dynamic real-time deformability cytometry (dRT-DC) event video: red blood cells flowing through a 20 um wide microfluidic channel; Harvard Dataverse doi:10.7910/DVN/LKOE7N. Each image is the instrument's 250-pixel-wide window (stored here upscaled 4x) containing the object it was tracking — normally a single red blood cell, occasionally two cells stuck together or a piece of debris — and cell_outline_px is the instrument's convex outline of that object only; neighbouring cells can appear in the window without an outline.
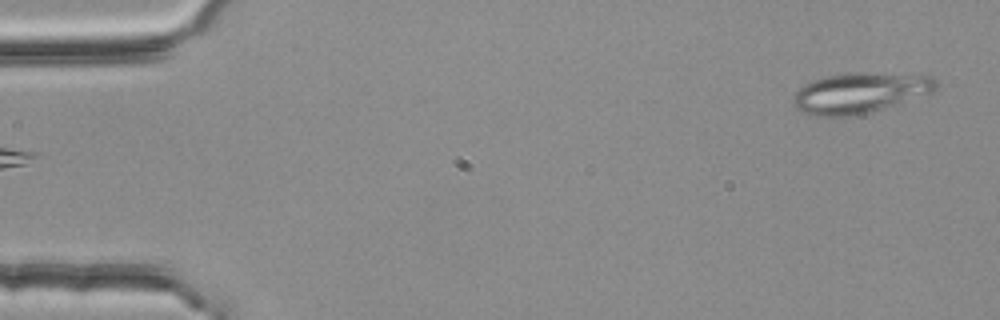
{"species": "common noctule bat (a hibernating species)", "species_latin": "Nyctalus noctula", "temperature_condition": "room temperature", "stored_images_in_passage": 5, "camera_frame_rate_fps": 3000, "um_per_image_px": 0.085, "animal": {"sex": "female", "body_mass_g": 25.1}, "frame": {"image": 1, "passage_image": 5, "time_ms": 1.333, "image_size_px": [1000, 320], "cell_outline_px": [[940, 84], [932, 92], [884, 108], [852, 116], [816, 116], [800, 112], [792, 104], [792, 96], [804, 84], [812, 80], [824, 76], [852, 72], [864, 72], [936, 76]], "centroid_in_image_um": [73.07, 7.88], "position_along_channel_um": 11.9, "area_um2": 33.93}}